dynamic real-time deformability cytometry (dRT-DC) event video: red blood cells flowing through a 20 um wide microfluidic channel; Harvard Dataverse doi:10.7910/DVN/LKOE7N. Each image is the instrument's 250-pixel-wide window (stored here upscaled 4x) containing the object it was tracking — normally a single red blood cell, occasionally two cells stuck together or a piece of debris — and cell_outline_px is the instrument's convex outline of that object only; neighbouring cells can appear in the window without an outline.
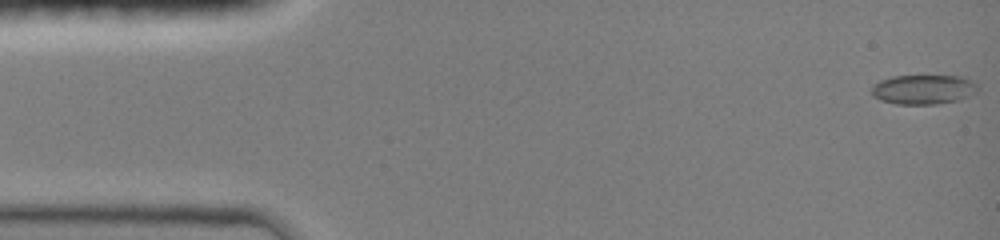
{"species": "common noctule bat (a hibernating species)", "species_latin": "Nyctalus noctula", "temperature_condition": "room temperature", "stored_images_in_passage": 46, "camera_frame_rate_fps": 3000, "um_per_image_px": 0.085, "animal": {"sex": "female", "body_mass_g": 19.0, "forearm_length_mm": 51.5}, "frame": {"image": 1, "passage_image": 1, "time_ms": 0.0, "image_size_px": [1000, 240], "cell_outline_px": [[980, 88], [976, 92], [960, 100], [936, 104], [896, 104], [880, 100], [872, 96], [872, 88], [880, 80], [892, 76], [960, 76], [976, 84]], "centroid_in_image_um": [78.48, 7.61], "position_along_channel_um": 6.5, "area_um2": 18.21}}
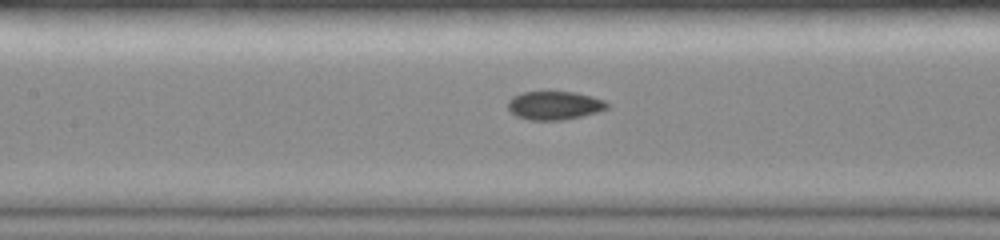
{"frame": {"image": 2, "passage_image": 18, "time_ms": 6.667, "image_size_px": [1000, 240], "cell_outline_px": [[608, 108], [596, 112], [580, 116], [560, 120], [528, 120], [516, 116], [508, 108], [508, 100], [512, 96], [524, 92], [572, 92], [592, 96], [604, 100], [608, 104]], "centroid_in_image_um": [47.1, 8.96], "position_along_channel_um": 160.3, "area_um2": 16.3}}
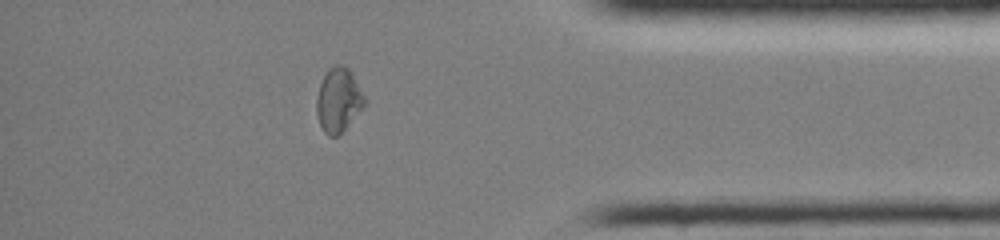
{"frame": {"image": 3, "passage_image": 37, "time_ms": 13.0, "image_size_px": [1000, 240], "cell_outline_px": [[364, 104], [344, 128], [336, 136], [328, 136], [320, 128], [316, 112], [316, 96], [320, 84], [324, 76], [336, 64], [340, 64], [348, 68], [364, 96]], "centroid_in_image_um": [28.71, 8.52], "position_along_channel_um": 406.5, "area_um2": 17.22}, "authors_computed_cell_mechanics": {"area_um2": 16.8198, "velocity_mm_per_s": 4.1311, "shape_relaxation_time_tau1_ms": null, "shape_relaxation_time_tau2_ms": 2.0073, "deformation_change_tau1": null, "deformation_change_tau2": 0.0518}}